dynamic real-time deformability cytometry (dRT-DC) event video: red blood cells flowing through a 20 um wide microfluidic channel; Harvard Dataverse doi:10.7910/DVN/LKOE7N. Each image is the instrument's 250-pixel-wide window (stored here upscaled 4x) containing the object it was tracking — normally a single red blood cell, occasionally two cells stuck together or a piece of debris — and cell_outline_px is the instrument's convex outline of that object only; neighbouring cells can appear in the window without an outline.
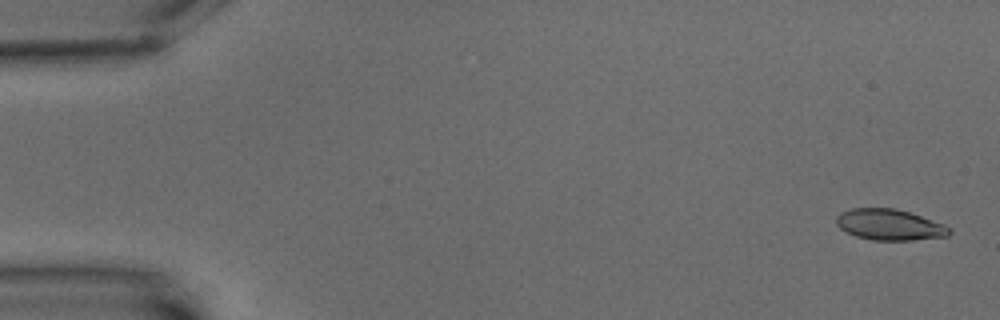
{"species": "common noctule bat (a hibernating species)", "species_latin": "Nyctalus noctula", "temperature_condition": "warm", "stored_images_in_passage": 7, "camera_frame_rate_fps": 3000, "um_per_image_px": 0.085, "animal": {"sex": "male", "body_mass_g": 15.6}, "frame": {"image": 1, "passage_image": 1, "time_ms": 0.0, "image_size_px": [1000, 320], "cell_outline_px": [[952, 232], [948, 236], [912, 240], [872, 240], [856, 236], [840, 228], [836, 224], [836, 216], [840, 212], [852, 208], [896, 208], [944, 224], [952, 228]], "centroid_in_image_um": [75.62, 19.1], "position_along_channel_um": 9.4, "area_um2": 20.4}}
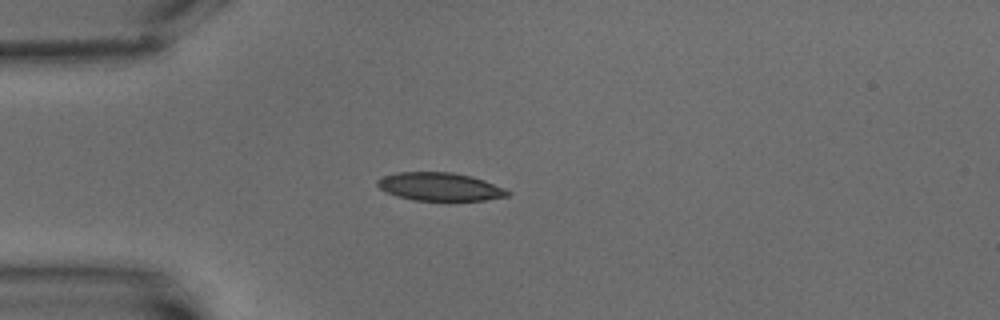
{"frame": {"image": 2, "passage_image": 5, "time_ms": 5.0, "image_size_px": [1000, 320], "cell_outline_px": [[512, 192], [508, 196], [484, 200], [448, 204], [412, 200], [388, 192], [380, 188], [376, 184], [376, 180], [384, 176], [396, 172], [452, 172], [472, 176], [484, 180], [504, 188]], "centroid_in_image_um": [37.44, 15.92], "position_along_channel_um": 47.6, "area_um2": 22.25}}
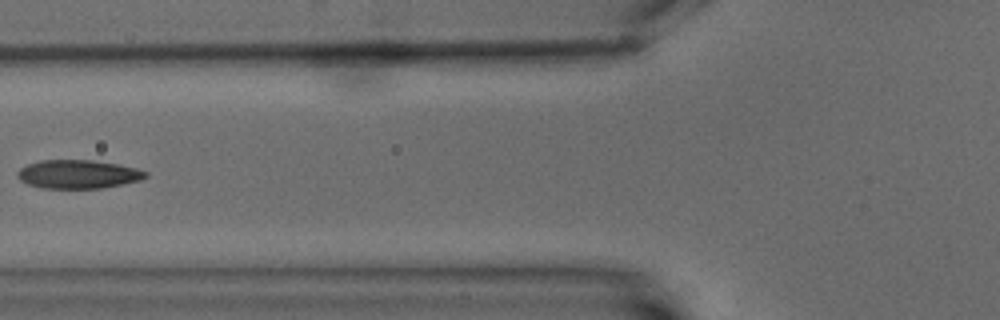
{"frame": {"image": 3, "passage_image": 7, "time_ms": 7.667, "image_size_px": [1000, 320], "cell_outline_px": [[148, 176], [140, 180], [104, 188], [44, 188], [28, 184], [20, 180], [16, 176], [16, 172], [20, 168], [28, 164], [40, 160], [92, 160], [116, 164], [136, 168], [148, 172]], "centroid_in_image_um": [6.62, 14.81], "position_along_channel_um": 119.2, "area_um2": 21.33}}